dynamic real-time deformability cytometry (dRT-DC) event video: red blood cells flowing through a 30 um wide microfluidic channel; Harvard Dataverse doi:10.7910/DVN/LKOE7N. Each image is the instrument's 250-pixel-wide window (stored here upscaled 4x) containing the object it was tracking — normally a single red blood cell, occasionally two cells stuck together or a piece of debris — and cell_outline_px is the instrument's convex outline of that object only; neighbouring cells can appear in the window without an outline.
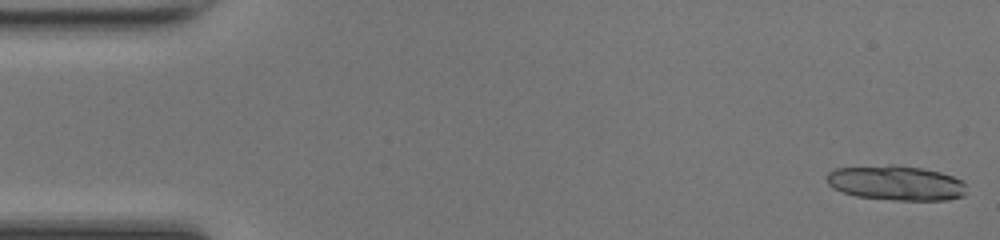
{"species": "common noctule bat (a hibernating species)", "species_latin": "Nyctalus noctula", "temperature_condition": "room temperature", "stored_images_in_passage": 29, "camera_frame_rate_fps": 3000, "um_per_image_px": 0.085, "animal": {"sex": "female", "body_mass_g": 17.0, "forearm_length_mm": 48.0}, "frame": {"image": 1, "passage_image": 1, "time_ms": 0.0, "image_size_px": [1000, 240], "cell_outline_px": [[964, 196], [948, 200], [896, 200], [856, 196], [832, 188], [828, 184], [824, 176], [828, 172], [836, 168], [888, 164], [896, 164], [924, 168], [940, 172], [952, 176], [960, 180], [964, 184]], "centroid_in_image_um": [76.12, 15.53], "position_along_channel_um": 8.9, "area_um2": 28.55}}
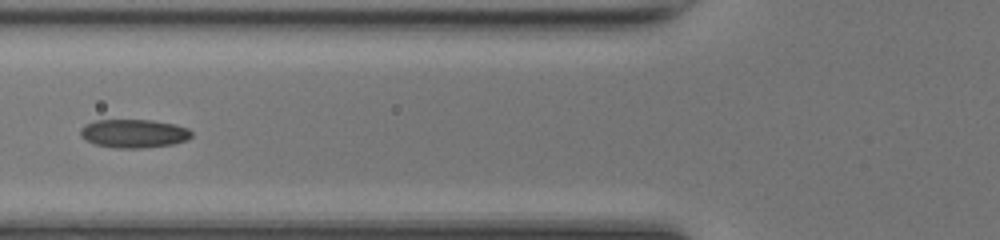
{"frame": {"image": 2, "passage_image": 19, "time_ms": 6.0, "image_size_px": [1000, 240], "cell_outline_px": [[192, 136], [188, 140], [172, 144], [140, 148], [116, 148], [96, 144], [84, 140], [80, 136], [80, 128], [84, 124], [96, 120], [152, 120], [172, 124], [188, 128], [192, 132]], "centroid_in_image_um": [11.35, 11.34], "position_along_channel_um": 114.5, "area_um2": 18.5}}
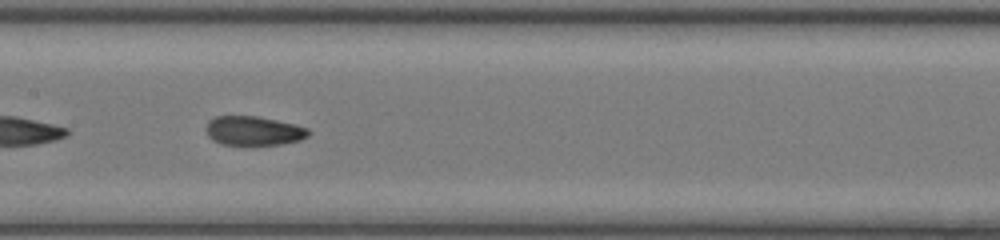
{"frame": {"image": 3, "passage_image": 24, "time_ms": 7.667, "image_size_px": [1000, 240], "cell_outline_px": [[312, 132], [308, 136], [300, 140], [280, 144], [220, 144], [212, 140], [208, 136], [208, 120], [216, 116], [256, 116], [296, 124], [308, 128]], "centroid_in_image_um": [21.59, 11.11], "position_along_channel_um": 185.8, "area_um2": 17.28}}